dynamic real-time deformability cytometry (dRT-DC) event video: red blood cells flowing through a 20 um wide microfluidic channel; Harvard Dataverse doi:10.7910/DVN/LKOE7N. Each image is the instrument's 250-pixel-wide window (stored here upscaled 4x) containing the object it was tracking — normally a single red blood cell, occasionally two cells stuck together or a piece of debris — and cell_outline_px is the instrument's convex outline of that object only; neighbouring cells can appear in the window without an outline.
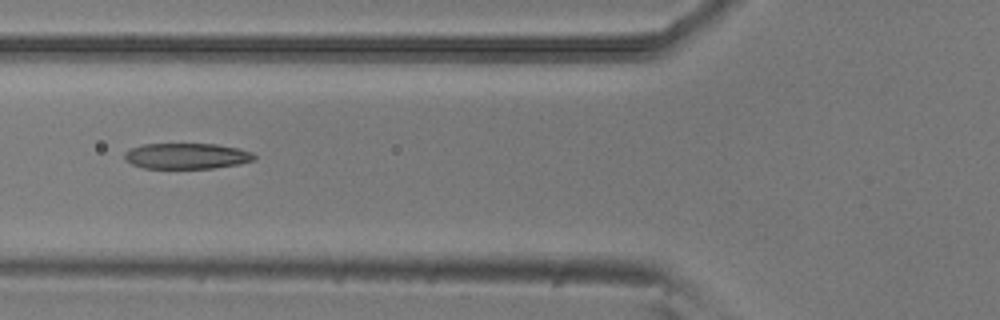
{"species": "common noctule bat (a hibernating species)", "species_latin": "Nyctalus noctula", "temperature_condition": "room temperature", "stored_images_in_passage": 6, "camera_frame_rate_fps": 3000, "um_per_image_px": 0.085, "animal": {"sex": "male", "body_mass_g": 20.5, "forearm_length_mm": 52.5}, "frame": {"image": 1, "passage_image": 6, "time_ms": 1.667, "image_size_px": [1000, 320], "cell_outline_px": [[256, 160], [240, 164], [212, 168], [144, 168], [132, 164], [124, 160], [124, 152], [132, 148], [144, 144], [216, 144], [240, 148], [252, 152], [256, 156]], "centroid_in_image_um": [15.9, 13.26], "position_along_channel_um": 109.9, "area_um2": 19.59}}